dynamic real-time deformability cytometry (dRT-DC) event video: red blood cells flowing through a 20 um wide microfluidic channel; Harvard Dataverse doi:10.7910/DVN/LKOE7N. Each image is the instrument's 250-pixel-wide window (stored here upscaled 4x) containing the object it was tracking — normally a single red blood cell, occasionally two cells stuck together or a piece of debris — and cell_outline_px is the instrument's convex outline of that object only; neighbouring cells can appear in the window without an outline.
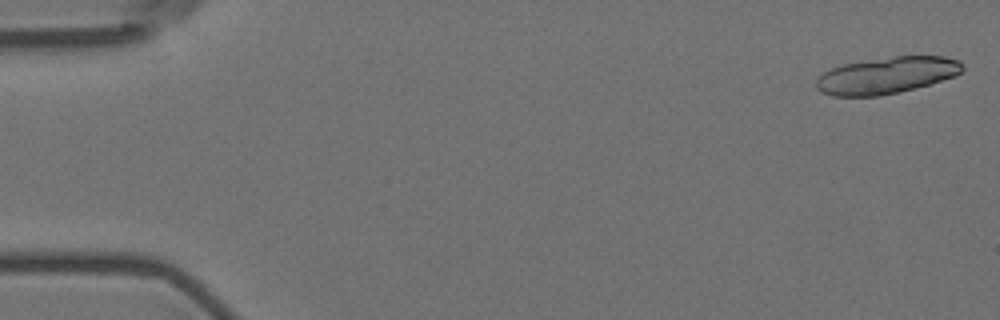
{"species": "Egyptian fruit bat (a non-hibernating species)", "species_latin": "Rousettus aegyptiacus", "temperature_condition": "room temperature", "stored_images_in_passage": 8, "segment_of_instrument_passage": [1, 2], "camera_frame_rate_fps": 3000, "um_per_image_px": 0.085, "animal": {"sex": "female"}, "frame": {"image": 1, "passage_image": 1, "time_ms": 0.0, "image_size_px": [1000, 320], "cell_outline_px": [[964, 68], [956, 76], [900, 92], [880, 96], [832, 96], [820, 92], [816, 88], [816, 80], [824, 72], [832, 68], [844, 64], [892, 56], [944, 56], [960, 60], [964, 64]], "centroid_in_image_um": [75.38, 6.41], "position_along_channel_um": 9.6, "area_um2": 31.27}}